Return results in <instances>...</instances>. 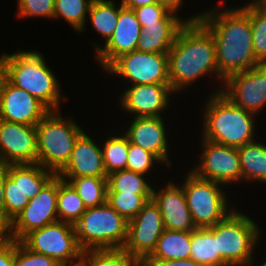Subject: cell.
<instances>
[{"label":"cell","mask_w":266,"mask_h":266,"mask_svg":"<svg viewBox=\"0 0 266 266\" xmlns=\"http://www.w3.org/2000/svg\"><path fill=\"white\" fill-rule=\"evenodd\" d=\"M225 8L205 10L200 19L215 40L218 80L222 85L230 75L261 64L254 55L250 17L240 7Z\"/></svg>","instance_id":"1"},{"label":"cell","mask_w":266,"mask_h":266,"mask_svg":"<svg viewBox=\"0 0 266 266\" xmlns=\"http://www.w3.org/2000/svg\"><path fill=\"white\" fill-rule=\"evenodd\" d=\"M168 69L175 93H182L202 76L212 74L219 78L215 40L200 20L186 22L179 30L168 52Z\"/></svg>","instance_id":"2"},{"label":"cell","mask_w":266,"mask_h":266,"mask_svg":"<svg viewBox=\"0 0 266 266\" xmlns=\"http://www.w3.org/2000/svg\"><path fill=\"white\" fill-rule=\"evenodd\" d=\"M214 91L203 109L201 138L236 148L257 140L256 115L234 105L220 92V87Z\"/></svg>","instance_id":"3"},{"label":"cell","mask_w":266,"mask_h":266,"mask_svg":"<svg viewBox=\"0 0 266 266\" xmlns=\"http://www.w3.org/2000/svg\"><path fill=\"white\" fill-rule=\"evenodd\" d=\"M4 63L11 84L36 97L49 110H60L61 102L67 98L62 96L60 81L46 64L43 54L34 50L4 53Z\"/></svg>","instance_id":"4"},{"label":"cell","mask_w":266,"mask_h":266,"mask_svg":"<svg viewBox=\"0 0 266 266\" xmlns=\"http://www.w3.org/2000/svg\"><path fill=\"white\" fill-rule=\"evenodd\" d=\"M60 110H50L36 124L37 164L56 175L68 163L75 142L84 132L72 118H63Z\"/></svg>","instance_id":"5"},{"label":"cell","mask_w":266,"mask_h":266,"mask_svg":"<svg viewBox=\"0 0 266 266\" xmlns=\"http://www.w3.org/2000/svg\"><path fill=\"white\" fill-rule=\"evenodd\" d=\"M208 229L217 238L219 256L229 266H254V248L261 229L252 218L235 208Z\"/></svg>","instance_id":"6"},{"label":"cell","mask_w":266,"mask_h":266,"mask_svg":"<svg viewBox=\"0 0 266 266\" xmlns=\"http://www.w3.org/2000/svg\"><path fill=\"white\" fill-rule=\"evenodd\" d=\"M128 222L108 202L87 208L74 224L79 247L83 251L123 248L127 241Z\"/></svg>","instance_id":"7"},{"label":"cell","mask_w":266,"mask_h":266,"mask_svg":"<svg viewBox=\"0 0 266 266\" xmlns=\"http://www.w3.org/2000/svg\"><path fill=\"white\" fill-rule=\"evenodd\" d=\"M186 177L182 187L196 228L212 227L233 211L222 184L200 178L191 170Z\"/></svg>","instance_id":"8"},{"label":"cell","mask_w":266,"mask_h":266,"mask_svg":"<svg viewBox=\"0 0 266 266\" xmlns=\"http://www.w3.org/2000/svg\"><path fill=\"white\" fill-rule=\"evenodd\" d=\"M21 242L29 250L44 254L61 266H77L83 252L74 225L62 221L31 231Z\"/></svg>","instance_id":"9"},{"label":"cell","mask_w":266,"mask_h":266,"mask_svg":"<svg viewBox=\"0 0 266 266\" xmlns=\"http://www.w3.org/2000/svg\"><path fill=\"white\" fill-rule=\"evenodd\" d=\"M106 72L132 85L170 83L168 53L132 51L116 58Z\"/></svg>","instance_id":"10"},{"label":"cell","mask_w":266,"mask_h":266,"mask_svg":"<svg viewBox=\"0 0 266 266\" xmlns=\"http://www.w3.org/2000/svg\"><path fill=\"white\" fill-rule=\"evenodd\" d=\"M199 163L191 169L198 177L225 185L242 181L241 164L236 147L201 140Z\"/></svg>","instance_id":"11"},{"label":"cell","mask_w":266,"mask_h":266,"mask_svg":"<svg viewBox=\"0 0 266 266\" xmlns=\"http://www.w3.org/2000/svg\"><path fill=\"white\" fill-rule=\"evenodd\" d=\"M57 195L58 175H55L10 223L11 239L21 241L31 231L57 222Z\"/></svg>","instance_id":"12"},{"label":"cell","mask_w":266,"mask_h":266,"mask_svg":"<svg viewBox=\"0 0 266 266\" xmlns=\"http://www.w3.org/2000/svg\"><path fill=\"white\" fill-rule=\"evenodd\" d=\"M220 86L234 105L258 115L266 105V63L232 74Z\"/></svg>","instance_id":"13"},{"label":"cell","mask_w":266,"mask_h":266,"mask_svg":"<svg viewBox=\"0 0 266 266\" xmlns=\"http://www.w3.org/2000/svg\"><path fill=\"white\" fill-rule=\"evenodd\" d=\"M164 230L159 207L150 200L129 220L127 241L123 249L135 260H146L156 248Z\"/></svg>","instance_id":"14"},{"label":"cell","mask_w":266,"mask_h":266,"mask_svg":"<svg viewBox=\"0 0 266 266\" xmlns=\"http://www.w3.org/2000/svg\"><path fill=\"white\" fill-rule=\"evenodd\" d=\"M0 164H37L36 125L0 120Z\"/></svg>","instance_id":"15"},{"label":"cell","mask_w":266,"mask_h":266,"mask_svg":"<svg viewBox=\"0 0 266 266\" xmlns=\"http://www.w3.org/2000/svg\"><path fill=\"white\" fill-rule=\"evenodd\" d=\"M173 93L170 83L132 85L121 93L119 105L133 117H161Z\"/></svg>","instance_id":"16"},{"label":"cell","mask_w":266,"mask_h":266,"mask_svg":"<svg viewBox=\"0 0 266 266\" xmlns=\"http://www.w3.org/2000/svg\"><path fill=\"white\" fill-rule=\"evenodd\" d=\"M141 25L133 9L122 7L114 33L104 43V47L96 44V59L105 70L119 56L135 51L141 33Z\"/></svg>","instance_id":"17"},{"label":"cell","mask_w":266,"mask_h":266,"mask_svg":"<svg viewBox=\"0 0 266 266\" xmlns=\"http://www.w3.org/2000/svg\"><path fill=\"white\" fill-rule=\"evenodd\" d=\"M49 111L36 97L6 80L0 96V120L33 126Z\"/></svg>","instance_id":"18"},{"label":"cell","mask_w":266,"mask_h":266,"mask_svg":"<svg viewBox=\"0 0 266 266\" xmlns=\"http://www.w3.org/2000/svg\"><path fill=\"white\" fill-rule=\"evenodd\" d=\"M131 124V125H130ZM126 126V133L129 142L140 146L144 150L153 153L165 166H172L168 157L169 144L163 117H134Z\"/></svg>","instance_id":"19"},{"label":"cell","mask_w":266,"mask_h":266,"mask_svg":"<svg viewBox=\"0 0 266 266\" xmlns=\"http://www.w3.org/2000/svg\"><path fill=\"white\" fill-rule=\"evenodd\" d=\"M152 200L159 207L165 229L194 231L190 210L181 183L168 181L164 188L157 191L153 187Z\"/></svg>","instance_id":"20"},{"label":"cell","mask_w":266,"mask_h":266,"mask_svg":"<svg viewBox=\"0 0 266 266\" xmlns=\"http://www.w3.org/2000/svg\"><path fill=\"white\" fill-rule=\"evenodd\" d=\"M88 134L83 132L75 142L66 166L57 174L61 178L107 177L103 152Z\"/></svg>","instance_id":"21"},{"label":"cell","mask_w":266,"mask_h":266,"mask_svg":"<svg viewBox=\"0 0 266 266\" xmlns=\"http://www.w3.org/2000/svg\"><path fill=\"white\" fill-rule=\"evenodd\" d=\"M202 13L181 19L175 13H170L159 24L145 25L141 29L136 47L137 51L151 53H168L175 38L186 22H195L201 19Z\"/></svg>","instance_id":"22"},{"label":"cell","mask_w":266,"mask_h":266,"mask_svg":"<svg viewBox=\"0 0 266 266\" xmlns=\"http://www.w3.org/2000/svg\"><path fill=\"white\" fill-rule=\"evenodd\" d=\"M191 231L165 229L147 262L190 258Z\"/></svg>","instance_id":"23"},{"label":"cell","mask_w":266,"mask_h":266,"mask_svg":"<svg viewBox=\"0 0 266 266\" xmlns=\"http://www.w3.org/2000/svg\"><path fill=\"white\" fill-rule=\"evenodd\" d=\"M243 181L266 184V145L253 141L237 148Z\"/></svg>","instance_id":"24"},{"label":"cell","mask_w":266,"mask_h":266,"mask_svg":"<svg viewBox=\"0 0 266 266\" xmlns=\"http://www.w3.org/2000/svg\"><path fill=\"white\" fill-rule=\"evenodd\" d=\"M190 258L202 266H229L217 251V238L208 228L191 231Z\"/></svg>","instance_id":"25"},{"label":"cell","mask_w":266,"mask_h":266,"mask_svg":"<svg viewBox=\"0 0 266 266\" xmlns=\"http://www.w3.org/2000/svg\"><path fill=\"white\" fill-rule=\"evenodd\" d=\"M123 7L121 1L117 5L114 0H93L89 8V21L105 43L110 39L117 26L119 11Z\"/></svg>","instance_id":"26"},{"label":"cell","mask_w":266,"mask_h":266,"mask_svg":"<svg viewBox=\"0 0 266 266\" xmlns=\"http://www.w3.org/2000/svg\"><path fill=\"white\" fill-rule=\"evenodd\" d=\"M4 199L6 220L11 223L30 201L21 189V164L7 165Z\"/></svg>","instance_id":"27"},{"label":"cell","mask_w":266,"mask_h":266,"mask_svg":"<svg viewBox=\"0 0 266 266\" xmlns=\"http://www.w3.org/2000/svg\"><path fill=\"white\" fill-rule=\"evenodd\" d=\"M84 202L68 182L58 176L57 215L58 221L75 224L86 210Z\"/></svg>","instance_id":"28"},{"label":"cell","mask_w":266,"mask_h":266,"mask_svg":"<svg viewBox=\"0 0 266 266\" xmlns=\"http://www.w3.org/2000/svg\"><path fill=\"white\" fill-rule=\"evenodd\" d=\"M76 190L86 208L98 207L107 202V177L62 178Z\"/></svg>","instance_id":"29"},{"label":"cell","mask_w":266,"mask_h":266,"mask_svg":"<svg viewBox=\"0 0 266 266\" xmlns=\"http://www.w3.org/2000/svg\"><path fill=\"white\" fill-rule=\"evenodd\" d=\"M144 176L129 170L112 172L107 176V192L152 194L153 186Z\"/></svg>","instance_id":"30"},{"label":"cell","mask_w":266,"mask_h":266,"mask_svg":"<svg viewBox=\"0 0 266 266\" xmlns=\"http://www.w3.org/2000/svg\"><path fill=\"white\" fill-rule=\"evenodd\" d=\"M249 17L252 26L254 55L261 63H266V10L254 0L240 7Z\"/></svg>","instance_id":"31"},{"label":"cell","mask_w":266,"mask_h":266,"mask_svg":"<svg viewBox=\"0 0 266 266\" xmlns=\"http://www.w3.org/2000/svg\"><path fill=\"white\" fill-rule=\"evenodd\" d=\"M93 0H55L53 19L63 18L65 22L78 32H83L88 18L89 8Z\"/></svg>","instance_id":"32"},{"label":"cell","mask_w":266,"mask_h":266,"mask_svg":"<svg viewBox=\"0 0 266 266\" xmlns=\"http://www.w3.org/2000/svg\"><path fill=\"white\" fill-rule=\"evenodd\" d=\"M135 259L123 248L89 249L77 266H129Z\"/></svg>","instance_id":"33"},{"label":"cell","mask_w":266,"mask_h":266,"mask_svg":"<svg viewBox=\"0 0 266 266\" xmlns=\"http://www.w3.org/2000/svg\"><path fill=\"white\" fill-rule=\"evenodd\" d=\"M101 146L103 162L107 175L119 170H126L128 154V138L122 133L120 136H110Z\"/></svg>","instance_id":"34"},{"label":"cell","mask_w":266,"mask_h":266,"mask_svg":"<svg viewBox=\"0 0 266 266\" xmlns=\"http://www.w3.org/2000/svg\"><path fill=\"white\" fill-rule=\"evenodd\" d=\"M150 200H152V194L107 192L109 205L128 221L135 217Z\"/></svg>","instance_id":"35"},{"label":"cell","mask_w":266,"mask_h":266,"mask_svg":"<svg viewBox=\"0 0 266 266\" xmlns=\"http://www.w3.org/2000/svg\"><path fill=\"white\" fill-rule=\"evenodd\" d=\"M56 174L40 164H21V189L32 199Z\"/></svg>","instance_id":"36"},{"label":"cell","mask_w":266,"mask_h":266,"mask_svg":"<svg viewBox=\"0 0 266 266\" xmlns=\"http://www.w3.org/2000/svg\"><path fill=\"white\" fill-rule=\"evenodd\" d=\"M162 162L151 152L144 150L128 140V154L126 170L134 171L143 175L150 173L154 164Z\"/></svg>","instance_id":"37"},{"label":"cell","mask_w":266,"mask_h":266,"mask_svg":"<svg viewBox=\"0 0 266 266\" xmlns=\"http://www.w3.org/2000/svg\"><path fill=\"white\" fill-rule=\"evenodd\" d=\"M13 266H61L54 259L29 250L21 241L14 240Z\"/></svg>","instance_id":"38"},{"label":"cell","mask_w":266,"mask_h":266,"mask_svg":"<svg viewBox=\"0 0 266 266\" xmlns=\"http://www.w3.org/2000/svg\"><path fill=\"white\" fill-rule=\"evenodd\" d=\"M55 0H17V17H45L53 19Z\"/></svg>","instance_id":"39"},{"label":"cell","mask_w":266,"mask_h":266,"mask_svg":"<svg viewBox=\"0 0 266 266\" xmlns=\"http://www.w3.org/2000/svg\"><path fill=\"white\" fill-rule=\"evenodd\" d=\"M133 10L141 27L145 25L159 24L171 13L159 3L145 5Z\"/></svg>","instance_id":"40"},{"label":"cell","mask_w":266,"mask_h":266,"mask_svg":"<svg viewBox=\"0 0 266 266\" xmlns=\"http://www.w3.org/2000/svg\"><path fill=\"white\" fill-rule=\"evenodd\" d=\"M14 261V240L0 244V266H13Z\"/></svg>","instance_id":"41"},{"label":"cell","mask_w":266,"mask_h":266,"mask_svg":"<svg viewBox=\"0 0 266 266\" xmlns=\"http://www.w3.org/2000/svg\"><path fill=\"white\" fill-rule=\"evenodd\" d=\"M7 165L0 164V214L6 219L4 186L6 181Z\"/></svg>","instance_id":"42"},{"label":"cell","mask_w":266,"mask_h":266,"mask_svg":"<svg viewBox=\"0 0 266 266\" xmlns=\"http://www.w3.org/2000/svg\"><path fill=\"white\" fill-rule=\"evenodd\" d=\"M148 263L152 264L153 266H202L191 258Z\"/></svg>","instance_id":"43"},{"label":"cell","mask_w":266,"mask_h":266,"mask_svg":"<svg viewBox=\"0 0 266 266\" xmlns=\"http://www.w3.org/2000/svg\"><path fill=\"white\" fill-rule=\"evenodd\" d=\"M158 3L167 11L175 13L177 15L179 9L183 5V0H158Z\"/></svg>","instance_id":"44"},{"label":"cell","mask_w":266,"mask_h":266,"mask_svg":"<svg viewBox=\"0 0 266 266\" xmlns=\"http://www.w3.org/2000/svg\"><path fill=\"white\" fill-rule=\"evenodd\" d=\"M121 3L126 8L135 9L145 5L158 3V0H121Z\"/></svg>","instance_id":"45"},{"label":"cell","mask_w":266,"mask_h":266,"mask_svg":"<svg viewBox=\"0 0 266 266\" xmlns=\"http://www.w3.org/2000/svg\"><path fill=\"white\" fill-rule=\"evenodd\" d=\"M6 80H7V70L4 63V53H3L2 56L0 57V96Z\"/></svg>","instance_id":"46"},{"label":"cell","mask_w":266,"mask_h":266,"mask_svg":"<svg viewBox=\"0 0 266 266\" xmlns=\"http://www.w3.org/2000/svg\"><path fill=\"white\" fill-rule=\"evenodd\" d=\"M11 240L10 224H0V244Z\"/></svg>","instance_id":"47"},{"label":"cell","mask_w":266,"mask_h":266,"mask_svg":"<svg viewBox=\"0 0 266 266\" xmlns=\"http://www.w3.org/2000/svg\"><path fill=\"white\" fill-rule=\"evenodd\" d=\"M129 266H153L146 260H134Z\"/></svg>","instance_id":"48"},{"label":"cell","mask_w":266,"mask_h":266,"mask_svg":"<svg viewBox=\"0 0 266 266\" xmlns=\"http://www.w3.org/2000/svg\"><path fill=\"white\" fill-rule=\"evenodd\" d=\"M259 6L266 10V0H254Z\"/></svg>","instance_id":"49"},{"label":"cell","mask_w":266,"mask_h":266,"mask_svg":"<svg viewBox=\"0 0 266 266\" xmlns=\"http://www.w3.org/2000/svg\"><path fill=\"white\" fill-rule=\"evenodd\" d=\"M0 224H10V223L0 214Z\"/></svg>","instance_id":"50"},{"label":"cell","mask_w":266,"mask_h":266,"mask_svg":"<svg viewBox=\"0 0 266 266\" xmlns=\"http://www.w3.org/2000/svg\"><path fill=\"white\" fill-rule=\"evenodd\" d=\"M259 266H266V261H264L262 264H260Z\"/></svg>","instance_id":"51"}]
</instances>
